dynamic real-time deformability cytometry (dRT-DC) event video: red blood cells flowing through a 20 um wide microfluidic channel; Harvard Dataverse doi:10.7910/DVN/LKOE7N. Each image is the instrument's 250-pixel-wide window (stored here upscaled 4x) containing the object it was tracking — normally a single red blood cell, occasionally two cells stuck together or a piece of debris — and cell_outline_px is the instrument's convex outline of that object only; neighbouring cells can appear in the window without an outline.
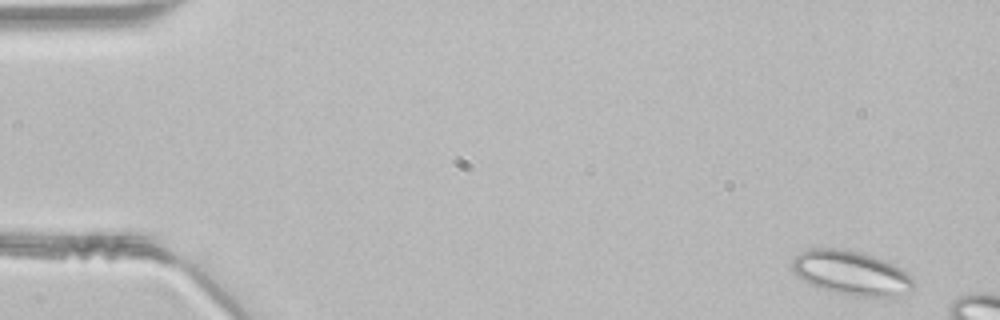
{"species": "common noctule bat (a hibernating species)", "species_latin": "Nyctalus noctula", "temperature_condition": "room temperature", "stored_images_in_passage": 8, "camera_frame_rate_fps": 3000, "um_per_image_px": 0.085, "animal": {"sex": "male", "body_mass_g": 21.5, "forearm_length_mm": 52.0}, "frame": {"image": 1, "passage_image": 2, "time_ms": 0.333, "image_size_px": [1000, 320], "cell_outline_px": [[916, 284], [908, 292], [900, 296], [888, 300], [856, 296], [836, 292], [820, 288], [808, 284], [792, 268], [792, 260], [800, 252], [808, 248], [844, 248], [864, 252], [884, 260], [908, 272], [916, 280]], "centroid_in_image_um": [72.45, 23.22], "position_along_channel_um": 12.6, "area_um2": 32.14}}